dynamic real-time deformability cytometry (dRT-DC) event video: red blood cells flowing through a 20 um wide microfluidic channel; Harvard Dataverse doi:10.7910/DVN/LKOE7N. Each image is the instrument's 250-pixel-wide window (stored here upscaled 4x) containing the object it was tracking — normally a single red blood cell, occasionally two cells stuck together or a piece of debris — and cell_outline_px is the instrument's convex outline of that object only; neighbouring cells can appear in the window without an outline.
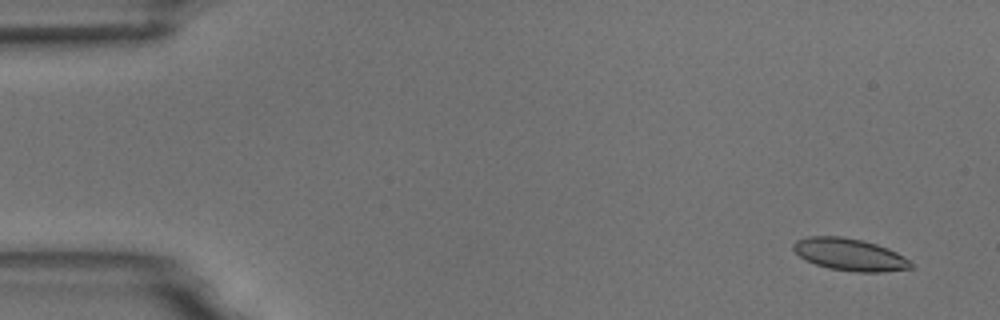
{"species": "common noctule bat (a hibernating species)", "species_latin": "Nyctalus noctula", "temperature_condition": "room temperature", "stored_images_in_passage": 7, "camera_frame_rate_fps": 3000, "um_per_image_px": 0.085, "animal": {"sex": "male", "body_mass_g": 18.8}, "frame": {"image": 1, "passage_image": 1, "time_ms": 0.0, "image_size_px": [1000, 320], "cell_outline_px": [[916, 264], [912, 268], [884, 272], [852, 272], [828, 268], [804, 260], [792, 248], [792, 244], [796, 240], [808, 236], [840, 236], [864, 240], [888, 248], [904, 256]], "centroid_in_image_um": [72.25, 21.64], "position_along_channel_um": 12.8, "area_um2": 22.37}}
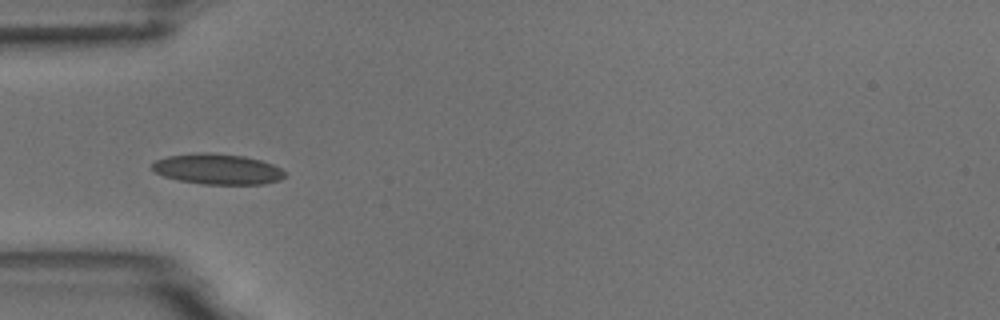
{"frame": {"image": 2, "passage_image": 5, "time_ms": 4.667, "image_size_px": [1000, 320], "cell_outline_px": [[288, 176], [280, 180], [264, 184], [204, 184], [180, 180], [164, 176], [156, 172], [152, 168], [152, 164], [156, 160], [168, 156], [196, 152], [208, 152], [244, 156], [260, 160], [272, 164], [288, 172]], "centroid_in_image_um": [18.55, 14.37], "position_along_channel_um": 66.5, "area_um2": 23.7}}